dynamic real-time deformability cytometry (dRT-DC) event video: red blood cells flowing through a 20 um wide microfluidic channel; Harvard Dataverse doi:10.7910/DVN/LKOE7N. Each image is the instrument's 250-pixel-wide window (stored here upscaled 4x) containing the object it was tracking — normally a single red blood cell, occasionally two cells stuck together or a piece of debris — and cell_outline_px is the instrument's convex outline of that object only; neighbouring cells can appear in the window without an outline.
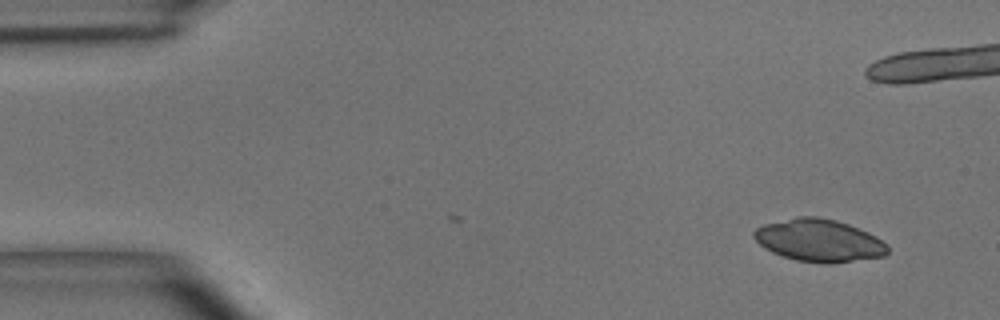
{"species": "common noctule bat (a hibernating species)", "species_latin": "Nyctalus noctula", "temperature_condition": "room temperature", "stored_images_in_passage": 5, "camera_frame_rate_fps": 3000, "um_per_image_px": 0.085, "animal": {"sex": "male", "body_mass_g": 15.6}, "frame": {"image": 1, "passage_image": 1, "time_ms": 0.0, "image_size_px": [1000, 320], "cell_outline_px": [[888, 252], [884, 256], [832, 264], [824, 264], [796, 260], [772, 252], [764, 248], [752, 236], [752, 232], [756, 228], [764, 224], [796, 216], [816, 216], [836, 220], [848, 224], [868, 232], [876, 236], [888, 244]], "centroid_in_image_um": [69.62, 20.44], "position_along_channel_um": 15.4, "area_um2": 33.29}}